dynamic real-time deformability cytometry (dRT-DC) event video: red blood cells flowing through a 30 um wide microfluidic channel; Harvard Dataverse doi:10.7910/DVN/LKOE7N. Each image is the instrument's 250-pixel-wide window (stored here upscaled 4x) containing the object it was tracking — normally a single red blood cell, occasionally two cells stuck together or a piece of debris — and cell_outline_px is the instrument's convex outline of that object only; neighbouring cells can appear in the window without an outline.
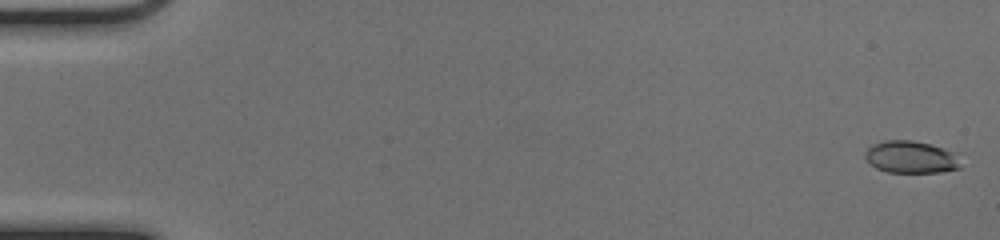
{"species": "common noctule bat (a hibernating species)", "species_latin": "Nyctalus noctula", "temperature_condition": "cold", "stored_images_in_passage": 51, "camera_frame_rate_fps": 3000, "um_per_image_px": 0.085, "animal": {"sex": "female", "body_mass_g": 17.0, "forearm_length_mm": 48.0}, "frame": {"image": 1, "passage_image": 1, "time_ms": 0.0, "image_size_px": [1000, 240], "cell_outline_px": [[960, 168], [940, 172], [888, 172], [876, 168], [864, 156], [864, 152], [872, 144], [888, 140], [912, 140], [944, 148], [952, 152]], "centroid_in_image_um": [77.36, 13.35], "position_along_channel_um": 7.6, "area_um2": 17.51}}
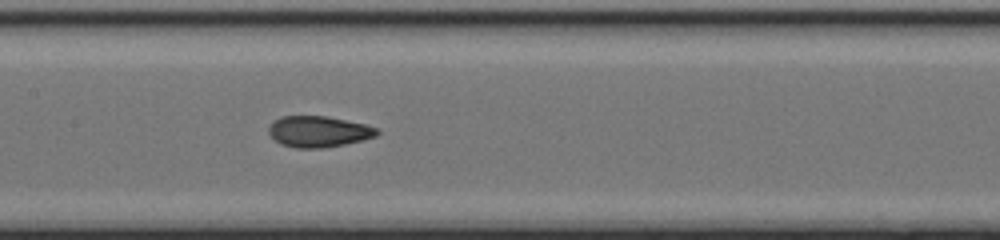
{"frame": {"image": 2, "passage_image": 26, "time_ms": 8.333, "image_size_px": [1000, 240], "cell_outline_px": [[380, 132], [376, 136], [364, 140], [324, 148], [296, 148], [280, 144], [268, 132], [268, 128], [280, 116], [328, 116], [364, 124], [376, 128]], "centroid_in_image_um": [27.09, 11.19], "position_along_channel_um": 180.3, "area_um2": 19.54}}
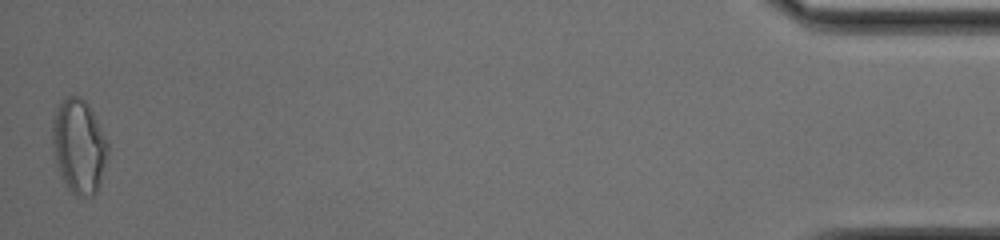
{"frame": {"image": 3, "passage_image": 51, "time_ms": 16.667, "image_size_px": [1000, 240], "cell_outline_px": [[108, 156], [96, 192], [92, 196], [76, 196], [68, 188], [60, 176], [52, 144], [52, 124], [56, 108], [68, 96], [80, 96], [88, 104], [108, 140]], "centroid_in_image_um": [6.71, 12.43], "position_along_channel_um": 428.5, "area_um2": 30.29}, "authors_computed_cell_mechanics": {"area_um2": 19.363, "velocity_mm_per_s": 4.0838, "shape_relaxation_time_tau1_ms": 8.2518, "shape_relaxation_time_tau2_ms": 1.3738, "deformation_change_tau1": 0.2127, "deformation_change_tau2": 0.0669}}